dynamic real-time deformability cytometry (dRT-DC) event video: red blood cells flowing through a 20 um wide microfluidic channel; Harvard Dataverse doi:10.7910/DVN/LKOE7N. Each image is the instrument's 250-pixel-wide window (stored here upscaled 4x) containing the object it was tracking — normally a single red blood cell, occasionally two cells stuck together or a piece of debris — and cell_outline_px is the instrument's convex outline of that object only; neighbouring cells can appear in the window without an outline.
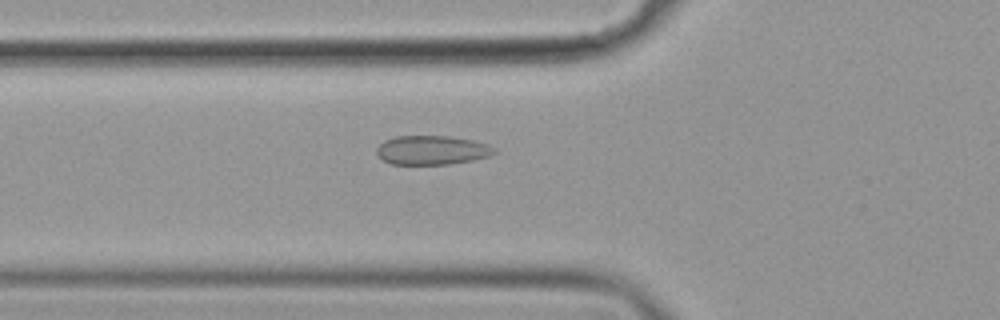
{"species": "common noctule bat (a hibernating species)", "species_latin": "Nyctalus noctula", "temperature_condition": "cold", "stored_images_in_passage": 57, "camera_frame_rate_fps": 3000, "um_per_image_px": 0.085, "animal": {"sex": "female", "body_mass_g": 19.9}, "frame": {"image": 1, "passage_image": 21, "time_ms": 6.667, "image_size_px": [1000, 320], "cell_outline_px": [[496, 152], [492, 156], [472, 160], [448, 164], [392, 164], [376, 156], [376, 148], [384, 140], [396, 136], [448, 136], [472, 140], [488, 144], [496, 148]], "centroid_in_image_um": [36.72, 12.76], "position_along_channel_um": 89.1, "area_um2": 20.06}}
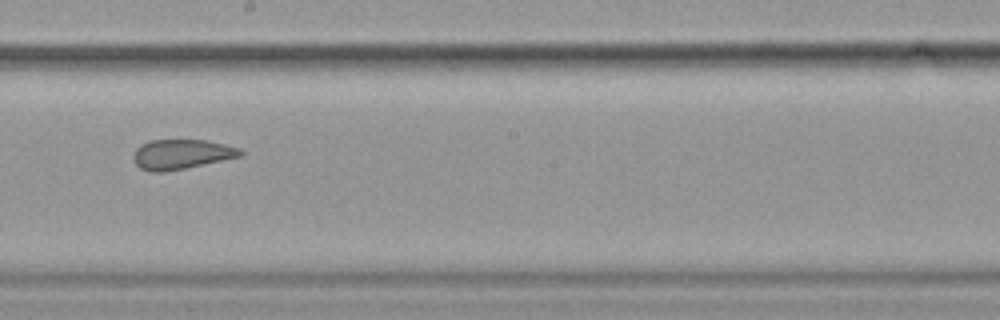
{"frame": {"image": 2, "passage_image": 33, "time_ms": 10.667, "image_size_px": [1000, 320], "cell_outline_px": [[244, 156], [164, 172], [152, 172], [140, 168], [132, 160], [132, 156], [136, 148], [140, 144], [152, 140], [208, 140], [240, 148], [244, 152]], "centroid_in_image_um": [15.42, 13.11], "position_along_channel_um": 232.8, "area_um2": 18.73}}
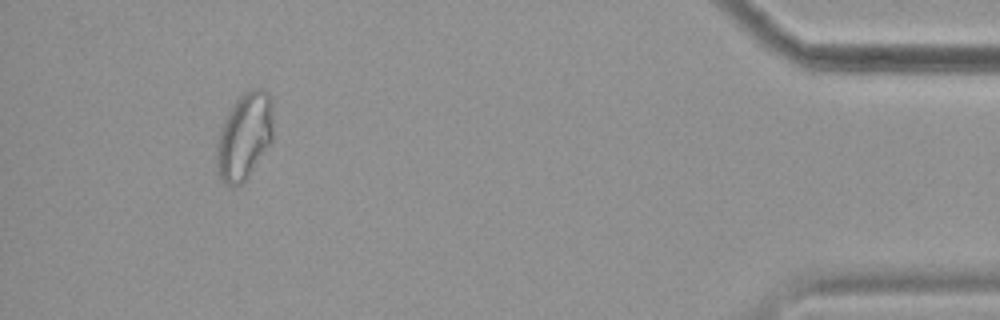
{"frame": {"image": 3, "passage_image": 53, "time_ms": 17.333, "image_size_px": [1000, 320], "cell_outline_px": [[272, 140], [248, 176], [240, 184], [228, 184], [220, 180], [216, 172], [216, 144], [224, 120], [232, 104], [244, 92], [252, 88], [260, 88], [268, 92], [272, 100]], "centroid_in_image_um": [20.76, 11.55], "position_along_channel_um": 414.4, "area_um2": 28.5}, "authors_computed_cell_mechanics": {"area_um2": 22.1374, "velocity_mm_per_s": 3.5895, "shape_relaxation_time_tau1_ms": null, "shape_relaxation_time_tau2_ms": 1.1442, "deformation_change_tau1": null, "deformation_change_tau2": 0.0672}}